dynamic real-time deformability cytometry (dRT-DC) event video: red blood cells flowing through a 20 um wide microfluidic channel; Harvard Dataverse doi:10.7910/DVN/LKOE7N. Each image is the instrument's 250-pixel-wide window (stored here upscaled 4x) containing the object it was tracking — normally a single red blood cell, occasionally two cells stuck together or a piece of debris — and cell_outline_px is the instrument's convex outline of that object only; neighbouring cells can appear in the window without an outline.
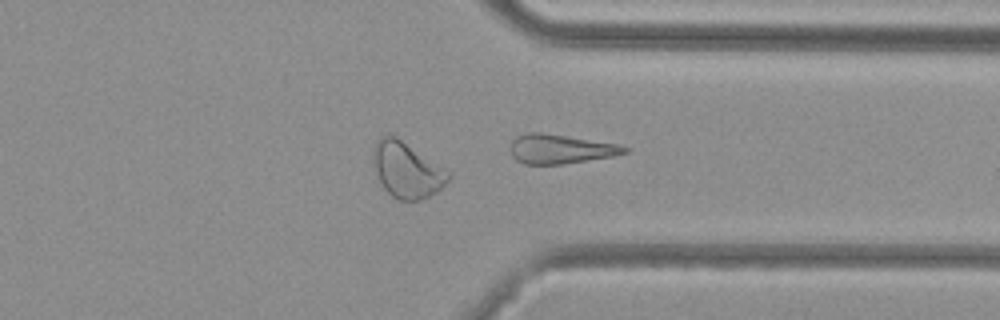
{"species": "common noctule bat (a hibernating species)", "species_latin": "Nyctalus noctula", "temperature_condition": "cold", "stored_images_in_passage": 39, "camera_frame_rate_fps": 3000, "um_per_image_px": 0.085, "animal": {"sex": "female", "body_mass_g": 29.2, "forearm_length_mm": 56.3}, "frame": {"image": 1, "passage_image": 39, "time_ms": 12.667, "image_size_px": [1000, 320], "cell_outline_px": [[628, 152], [612, 156], [564, 164], [524, 164], [516, 160], [512, 156], [512, 140], [516, 136], [524, 132], [540, 132], [616, 144], [628, 148]], "centroid_in_image_um": [47.59, 12.67], "position_along_channel_um": 363.8, "area_um2": 19.19}}